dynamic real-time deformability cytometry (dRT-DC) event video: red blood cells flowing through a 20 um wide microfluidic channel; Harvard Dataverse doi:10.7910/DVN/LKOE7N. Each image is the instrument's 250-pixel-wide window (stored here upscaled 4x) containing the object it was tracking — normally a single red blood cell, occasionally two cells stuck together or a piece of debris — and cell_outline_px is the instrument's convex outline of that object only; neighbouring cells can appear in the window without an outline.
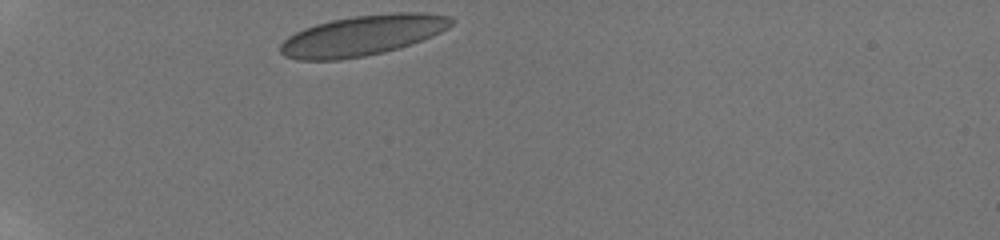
{"species": "human", "species_latin": "Homo sapiens", "temperature_condition": "room temperature", "stored_images_in_passage": 18, "camera_frame_rate_fps": 3000, "um_per_image_px": 0.085, "donor": {"sex": "male"}, "frame": {"image": 1, "passage_image": 1, "time_ms": 0.0, "image_size_px": [1000, 240], "cell_outline_px": [[456, 20], [448, 28], [432, 36], [384, 52], [364, 56], [340, 60], [296, 60], [284, 56], [280, 52], [280, 44], [288, 36], [304, 28], [316, 24], [332, 20], [352, 16], [396, 12], [424, 12], [452, 16]], "centroid_in_image_um": [30.81, 3.0], "position_along_channel_um": 54.2, "area_um2": 40.23}}
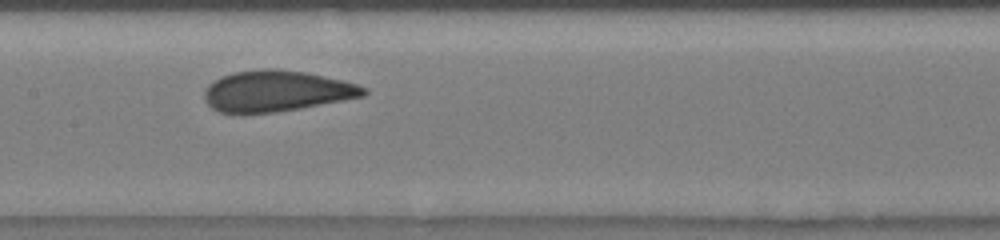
{"frame": {"image": 2, "passage_image": 11, "time_ms": 4.333, "image_size_px": [1000, 240], "cell_outline_px": [[368, 92], [364, 96], [300, 108], [276, 112], [220, 112], [212, 108], [204, 100], [204, 92], [208, 84], [220, 76], [232, 72], [256, 68], [268, 68], [304, 72], [344, 80], [368, 88]], "centroid_in_image_um": [23.49, 7.72], "position_along_channel_um": 183.9, "area_um2": 37.97}}
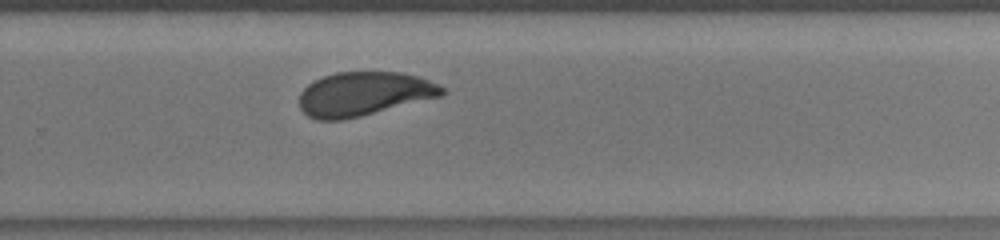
{"frame": {"image": 3, "passage_image": 18, "time_ms": 7.333, "image_size_px": [1000, 240], "cell_outline_px": [[448, 92], [444, 96], [360, 116], [340, 120], [316, 120], [308, 116], [300, 108], [300, 92], [308, 84], [324, 76], [336, 72], [400, 72], [420, 76], [444, 88]], "centroid_in_image_um": [30.96, 7.98], "position_along_channel_um": 298.8, "area_um2": 36.65}}